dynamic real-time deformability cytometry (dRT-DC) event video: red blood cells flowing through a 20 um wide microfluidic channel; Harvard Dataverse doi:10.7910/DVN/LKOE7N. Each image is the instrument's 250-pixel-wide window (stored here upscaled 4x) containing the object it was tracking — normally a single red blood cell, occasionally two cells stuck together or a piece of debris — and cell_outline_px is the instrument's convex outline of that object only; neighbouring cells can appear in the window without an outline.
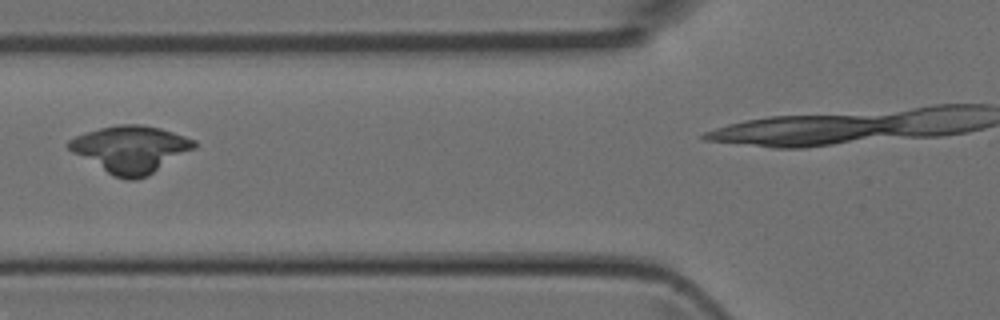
{"species": "Egyptian fruit bat (a non-hibernating species)", "species_latin": "Rousettus aegyptiacus", "temperature_condition": "room temperature", "stored_images_in_passage": 3, "camera_frame_rate_fps": 3000, "um_per_image_px": 0.085, "animal": {"sex": "female"}, "frame": {"image": 1, "passage_image": 2, "time_ms": 0.333, "image_size_px": [1000, 320], "cell_outline_px": [[196, 148], [148, 176], [136, 180], [128, 180], [116, 176], [108, 172], [72, 152], [68, 148], [68, 140], [84, 132], [116, 124], [144, 124], [160, 128], [196, 140]], "centroid_in_image_um": [11.13, 12.66], "position_along_channel_um": 114.7, "area_um2": 34.16}}